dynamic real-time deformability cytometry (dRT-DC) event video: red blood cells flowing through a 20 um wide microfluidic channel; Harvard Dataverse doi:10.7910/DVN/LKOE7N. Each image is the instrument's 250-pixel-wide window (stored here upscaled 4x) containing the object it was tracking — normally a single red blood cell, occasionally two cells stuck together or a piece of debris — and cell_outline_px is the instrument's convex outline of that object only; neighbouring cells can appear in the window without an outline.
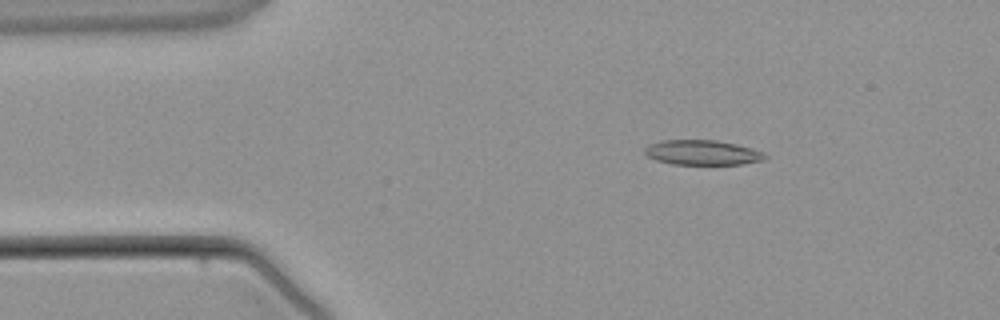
{"species": "common noctule bat (a hibernating species)", "species_latin": "Nyctalus noctula", "temperature_condition": "warm", "stored_images_in_passage": 2, "camera_frame_rate_fps": 3000, "um_per_image_px": 0.085, "animal": {"sex": "male", "body_mass_g": 21.5, "forearm_length_mm": 52.0}, "frame": {"image": 1, "passage_image": 1, "time_ms": 0.0, "image_size_px": [1000, 320], "cell_outline_px": [[768, 156], [764, 160], [740, 164], [672, 164], [656, 160], [648, 156], [644, 152], [644, 148], [648, 144], [664, 140], [716, 140], [736, 144], [752, 148]], "centroid_in_image_um": [59.67, 12.96], "position_along_channel_um": 25.3, "area_um2": 17.34}}